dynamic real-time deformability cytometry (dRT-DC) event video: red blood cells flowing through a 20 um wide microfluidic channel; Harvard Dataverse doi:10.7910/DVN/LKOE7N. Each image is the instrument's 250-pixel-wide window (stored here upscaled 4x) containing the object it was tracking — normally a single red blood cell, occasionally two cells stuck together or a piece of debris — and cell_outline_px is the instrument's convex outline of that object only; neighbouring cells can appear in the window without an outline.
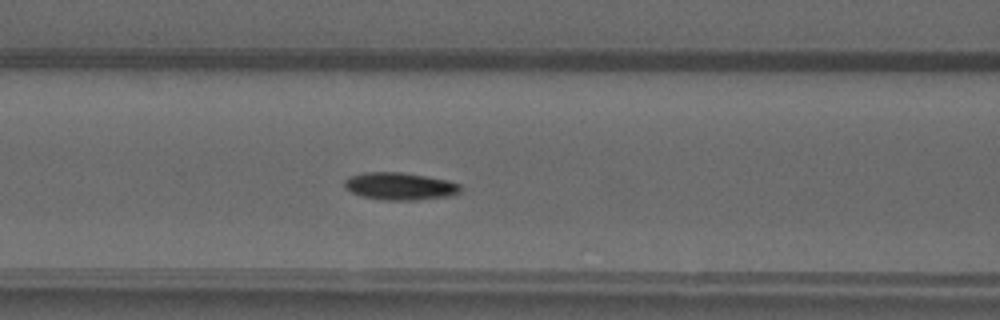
{"species": "common noctule bat (a hibernating species)", "species_latin": "Nyctalus noctula", "temperature_condition": "warm", "stored_images_in_passage": 45, "camera_frame_rate_fps": 3000, "um_per_image_px": 0.085, "animal": {"sex": "male", "forearm_length_mm": 52.5}, "frame": {"image": 1, "passage_image": 14, "time_ms": 4.333, "image_size_px": [1000, 320], "cell_outline_px": [[464, 188], [456, 196], [416, 200], [380, 200], [364, 196], [352, 192], [344, 188], [344, 180], [352, 176], [364, 172], [400, 172], [448, 180], [460, 184]], "centroid_in_image_um": [34.06, 15.84], "position_along_channel_um": 132.5, "area_um2": 18.73}}
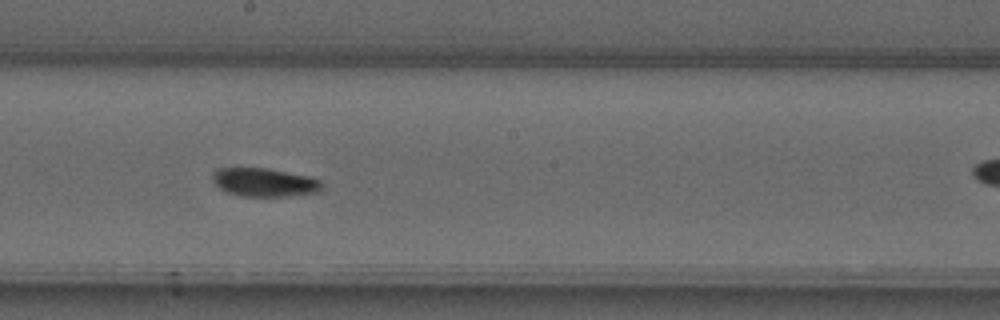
{"frame": {"image": 2, "passage_image": 21, "time_ms": 6.667, "image_size_px": [1000, 320], "cell_outline_px": [[324, 188], [320, 192], [288, 196], [240, 196], [228, 192], [220, 188], [212, 180], [212, 172], [220, 168], [268, 168], [308, 176], [320, 180], [324, 184]], "centroid_in_image_um": [22.51, 15.5], "position_along_channel_um": 225.7, "area_um2": 18.26}}
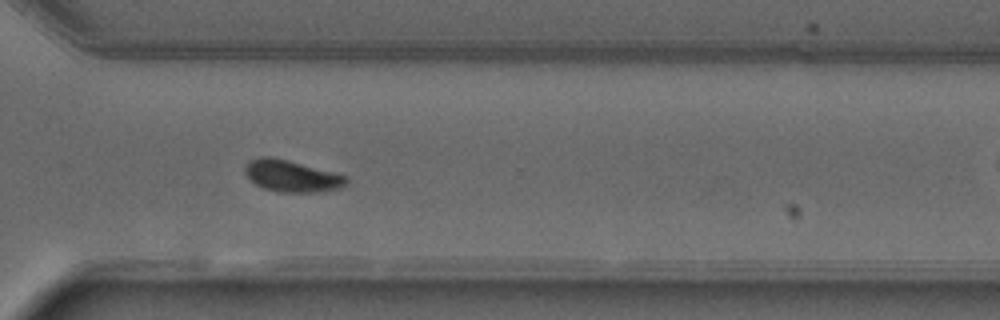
{"frame": {"image": 3, "passage_image": 30, "time_ms": 9.667, "image_size_px": [1000, 320], "cell_outline_px": [[348, 184], [340, 188], [316, 192], [276, 192], [264, 188], [256, 184], [244, 172], [244, 168], [252, 160], [260, 156], [272, 156], [288, 160], [348, 176]], "centroid_in_image_um": [24.82, 14.96], "position_along_channel_um": 345.8, "area_um2": 18.61}, "authors_computed_cell_mechanics": {"area_um2": 17.7446, "velocity_mm_per_s": 4.0131, "shape_relaxation_time_tau1_ms": null, "shape_relaxation_time_tau2_ms": 3.4045, "deformation_change_tau1": null, "deformation_change_tau2": 0.0722}}